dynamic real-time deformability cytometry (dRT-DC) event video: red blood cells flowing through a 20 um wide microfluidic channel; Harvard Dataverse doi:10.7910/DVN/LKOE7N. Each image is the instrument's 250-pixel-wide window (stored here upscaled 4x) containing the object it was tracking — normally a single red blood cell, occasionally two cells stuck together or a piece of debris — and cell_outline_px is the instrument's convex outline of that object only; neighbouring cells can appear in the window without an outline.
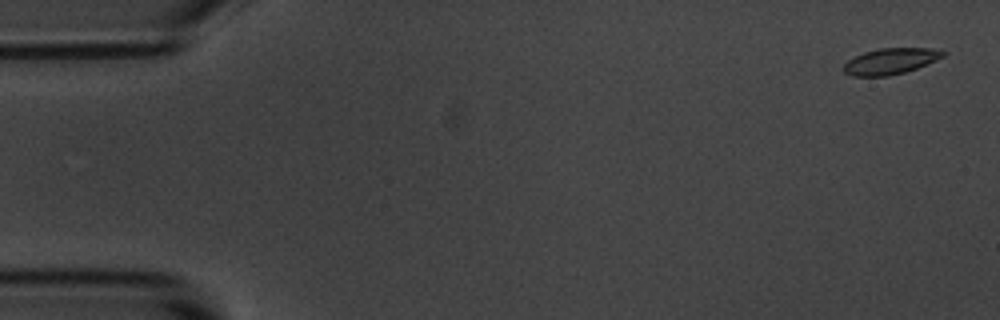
{"species": "common noctule bat (a hibernating species)", "species_latin": "Nyctalus noctula", "temperature_condition": "room temperature", "stored_images_in_passage": 6, "camera_frame_rate_fps": 3000, "um_per_image_px": 0.085, "animal": {"sex": "male", "body_mass_g": 20.1, "forearm_length_mm": 53.5}, "frame": {"image": 1, "passage_image": 6, "time_ms": 6.0, "image_size_px": [1000, 320], "cell_outline_px": [[948, 52], [944, 56], [936, 60], [916, 68], [904, 72], [888, 76], [852, 76], [844, 72], [844, 64], [848, 60], [864, 52], [880, 48], [928, 48]], "centroid_in_image_um": [75.69, 5.2], "position_along_channel_um": 9.3, "area_um2": 14.91}}